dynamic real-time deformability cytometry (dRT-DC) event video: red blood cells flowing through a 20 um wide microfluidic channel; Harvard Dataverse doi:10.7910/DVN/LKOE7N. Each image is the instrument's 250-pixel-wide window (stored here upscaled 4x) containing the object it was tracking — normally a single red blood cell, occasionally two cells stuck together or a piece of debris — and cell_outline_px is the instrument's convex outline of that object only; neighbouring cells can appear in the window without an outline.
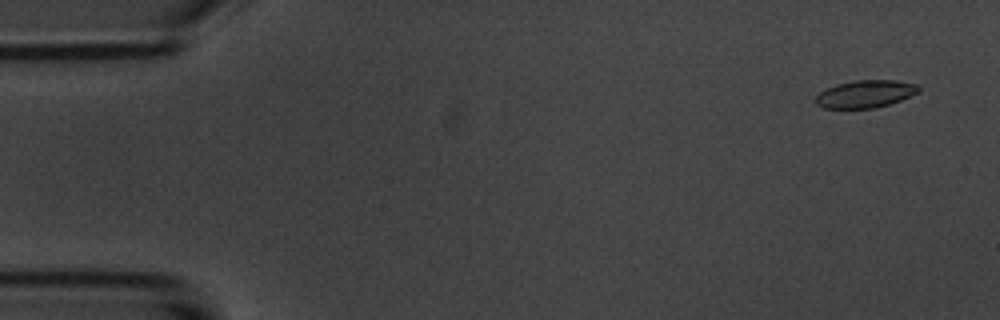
{"species": "common noctule bat (a hibernating species)", "species_latin": "Nyctalus noctula", "temperature_condition": "room temperature", "stored_images_in_passage": 5, "camera_frame_rate_fps": 3000, "um_per_image_px": 0.085, "animal": {"sex": "male", "body_mass_g": 20.1, "forearm_length_mm": 53.5}, "frame": {"image": 1, "passage_image": 1, "time_ms": 0.0, "image_size_px": [1000, 320], "cell_outline_px": [[920, 92], [900, 100], [876, 108], [824, 108], [816, 104], [816, 96], [820, 92], [836, 84], [856, 80], [896, 80], [920, 84]], "centroid_in_image_um": [73.6, 7.97], "position_along_channel_um": 11.4, "area_um2": 16.53}}
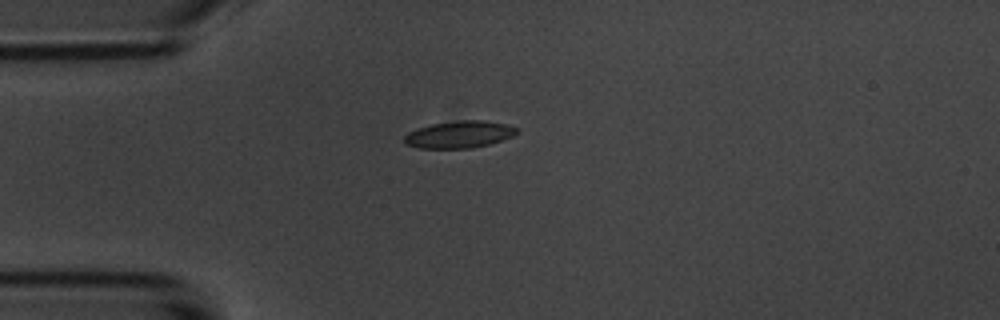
{"frame": {"image": 2, "passage_image": 4, "time_ms": 3.667, "image_size_px": [1000, 320], "cell_outline_px": [[520, 128], [512, 136], [488, 144], [472, 148], [420, 148], [404, 144], [404, 136], [408, 132], [416, 128], [432, 124], [456, 120], [484, 120], [508, 124]], "centroid_in_image_um": [39.02, 11.42], "position_along_channel_um": 46.0, "area_um2": 17.8}}